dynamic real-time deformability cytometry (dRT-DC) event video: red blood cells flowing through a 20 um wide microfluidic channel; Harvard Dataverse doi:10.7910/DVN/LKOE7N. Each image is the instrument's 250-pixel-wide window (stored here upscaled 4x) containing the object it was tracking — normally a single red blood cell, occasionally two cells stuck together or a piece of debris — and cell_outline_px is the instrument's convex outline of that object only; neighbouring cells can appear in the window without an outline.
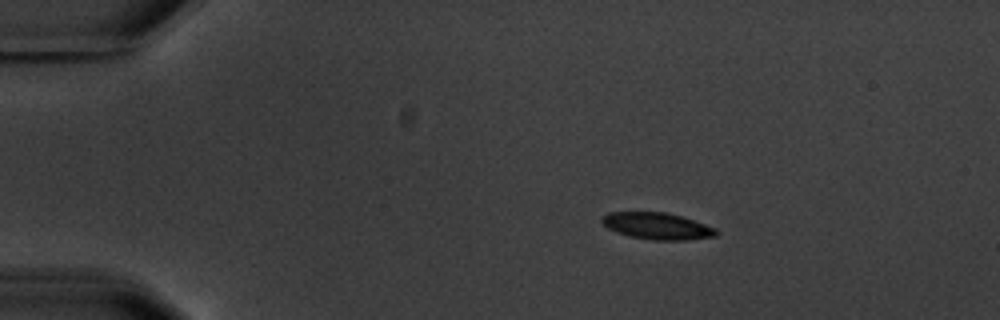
{"species": "common noctule bat (a hibernating species)", "species_latin": "Nyctalus noctula", "temperature_condition": "warm", "stored_images_in_passage": 2, "camera_frame_rate_fps": 3000, "um_per_image_px": 0.085, "animal": {"sex": "male", "body_mass_g": 20.1, "forearm_length_mm": 53.5}, "frame": {"image": 1, "passage_image": 1, "time_ms": 0.0, "image_size_px": [1000, 320], "cell_outline_px": [[720, 232], [716, 236], [688, 240], [652, 240], [628, 236], [616, 232], [608, 228], [600, 220], [608, 212], [668, 212], [716, 228]], "centroid_in_image_um": [55.87, 19.22], "position_along_channel_um": 29.1, "area_um2": 17.8}}